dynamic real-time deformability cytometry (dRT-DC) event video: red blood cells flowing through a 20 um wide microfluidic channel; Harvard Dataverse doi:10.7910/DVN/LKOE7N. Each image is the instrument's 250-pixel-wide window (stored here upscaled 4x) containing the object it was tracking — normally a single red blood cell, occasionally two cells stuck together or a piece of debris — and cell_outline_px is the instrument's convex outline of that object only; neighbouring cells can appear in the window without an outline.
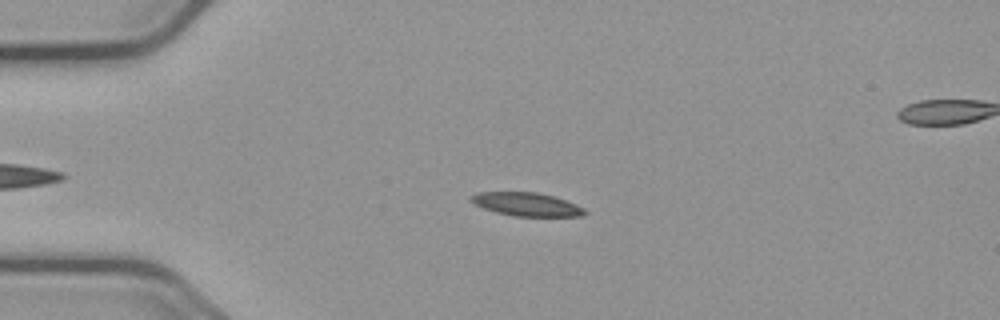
{"species": "common noctule bat (a hibernating species)", "species_latin": "Nyctalus noctula", "temperature_condition": "cold", "stored_images_in_passage": 46, "camera_frame_rate_fps": 3000, "um_per_image_px": 0.085, "animal": {"sex": "male", "body_mass_g": 23.1, "forearm_length_mm": 52.7}, "frame": {"image": 1, "passage_image": 13, "time_ms": 4.0, "image_size_px": [1000, 320], "cell_outline_px": [[588, 212], [584, 216], [516, 216], [496, 212], [484, 208], [476, 204], [468, 196], [476, 192], [536, 192], [552, 196], [576, 204], [584, 208]], "centroid_in_image_um": [44.78, 17.36], "position_along_channel_um": 40.2, "area_um2": 15.37}}
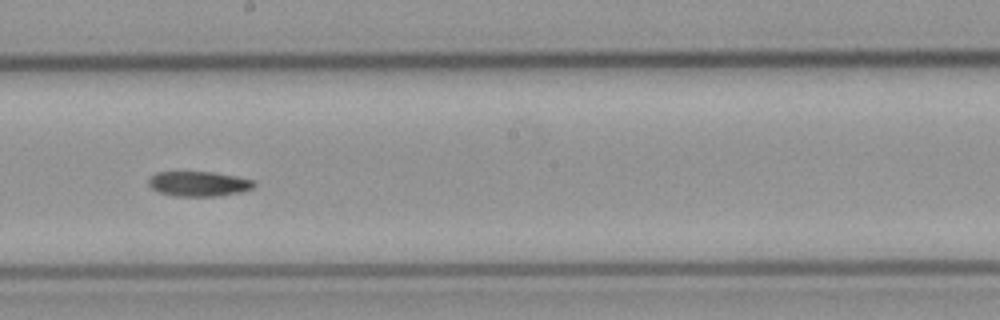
{"frame": {"image": 2, "passage_image": 31, "time_ms": 10.0, "image_size_px": [1000, 320], "cell_outline_px": [[256, 184], [252, 188], [240, 192], [216, 196], [172, 196], [160, 192], [152, 188], [148, 184], [148, 180], [156, 172], [212, 172], [236, 176], [252, 180]], "centroid_in_image_um": [16.87, 15.62], "position_along_channel_um": 231.3, "area_um2": 15.2}}
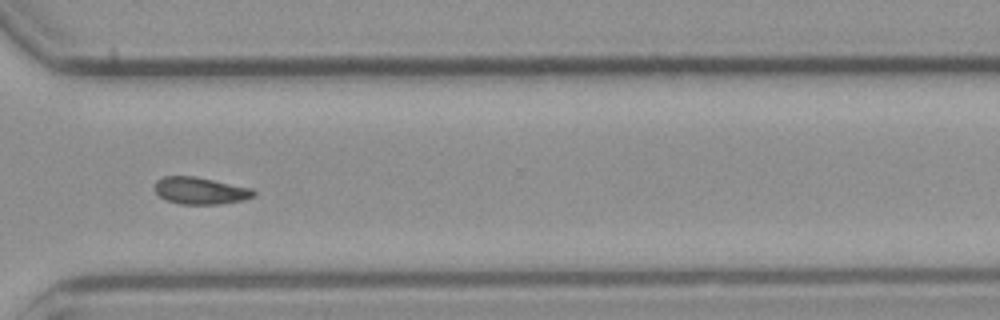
{"frame": {"image": 3, "passage_image": 41, "time_ms": 13.333, "image_size_px": [1000, 320], "cell_outline_px": [[256, 196], [244, 200], [220, 204], [180, 204], [164, 200], [156, 192], [156, 180], [164, 176], [192, 176], [252, 188], [256, 192]], "centroid_in_image_um": [17.04, 16.22], "position_along_channel_um": 353.6, "area_um2": 15.55}}